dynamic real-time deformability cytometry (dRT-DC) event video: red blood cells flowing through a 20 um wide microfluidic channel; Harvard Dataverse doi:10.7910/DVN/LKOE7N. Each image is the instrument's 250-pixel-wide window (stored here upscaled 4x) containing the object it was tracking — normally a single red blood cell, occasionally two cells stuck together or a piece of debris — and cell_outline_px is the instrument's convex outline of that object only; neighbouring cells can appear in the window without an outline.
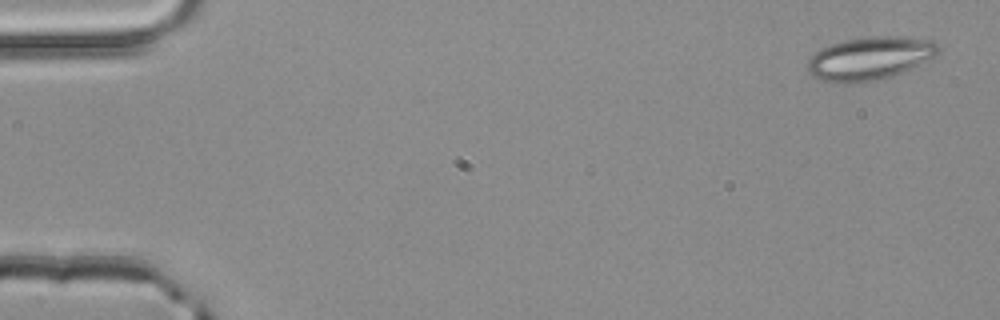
{"species": "common noctule bat (a hibernating species)", "species_latin": "Nyctalus noctula", "temperature_condition": "room temperature", "stored_images_in_passage": 13, "camera_frame_rate_fps": 3000, "um_per_image_px": 0.085, "animal": {"sex": "male", "body_mass_g": 20.4}, "frame": {"image": 1, "passage_image": 1, "time_ms": 0.0, "image_size_px": [1000, 320], "cell_outline_px": [[940, 52], [936, 56], [892, 76], [876, 80], [856, 84], [840, 84], [824, 80], [812, 76], [808, 72], [808, 60], [820, 48], [844, 40], [876, 36], [900, 36], [932, 40], [940, 48]], "centroid_in_image_um": [73.92, 4.97], "position_along_channel_um": 11.1, "area_um2": 32.83}}